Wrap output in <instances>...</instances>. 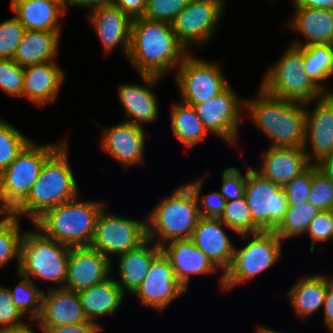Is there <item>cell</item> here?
Here are the masks:
<instances>
[{
	"label": "cell",
	"mask_w": 333,
	"mask_h": 333,
	"mask_svg": "<svg viewBox=\"0 0 333 333\" xmlns=\"http://www.w3.org/2000/svg\"><path fill=\"white\" fill-rule=\"evenodd\" d=\"M185 51L172 24L143 17L132 19L128 58L150 88L160 76L183 62Z\"/></svg>",
	"instance_id": "obj_1"
},
{
	"label": "cell",
	"mask_w": 333,
	"mask_h": 333,
	"mask_svg": "<svg viewBox=\"0 0 333 333\" xmlns=\"http://www.w3.org/2000/svg\"><path fill=\"white\" fill-rule=\"evenodd\" d=\"M67 156V145L64 142L45 161L29 194L11 214H27L34 223L47 210L78 197L77 185Z\"/></svg>",
	"instance_id": "obj_2"
},
{
	"label": "cell",
	"mask_w": 333,
	"mask_h": 333,
	"mask_svg": "<svg viewBox=\"0 0 333 333\" xmlns=\"http://www.w3.org/2000/svg\"><path fill=\"white\" fill-rule=\"evenodd\" d=\"M246 102L252 121L271 138L270 147H304L306 109L303 103L274 97L262 88L259 98Z\"/></svg>",
	"instance_id": "obj_3"
},
{
	"label": "cell",
	"mask_w": 333,
	"mask_h": 333,
	"mask_svg": "<svg viewBox=\"0 0 333 333\" xmlns=\"http://www.w3.org/2000/svg\"><path fill=\"white\" fill-rule=\"evenodd\" d=\"M104 203L78 197L47 210L34 225L48 238L71 247L90 246Z\"/></svg>",
	"instance_id": "obj_4"
},
{
	"label": "cell",
	"mask_w": 333,
	"mask_h": 333,
	"mask_svg": "<svg viewBox=\"0 0 333 333\" xmlns=\"http://www.w3.org/2000/svg\"><path fill=\"white\" fill-rule=\"evenodd\" d=\"M198 198L187 184L161 200L147 219V239L152 241L158 233L159 247L167 241L191 239L200 218ZM156 233V234H155Z\"/></svg>",
	"instance_id": "obj_5"
},
{
	"label": "cell",
	"mask_w": 333,
	"mask_h": 333,
	"mask_svg": "<svg viewBox=\"0 0 333 333\" xmlns=\"http://www.w3.org/2000/svg\"><path fill=\"white\" fill-rule=\"evenodd\" d=\"M62 144L41 146L30 141L0 174V214L11 213L27 197L45 161Z\"/></svg>",
	"instance_id": "obj_6"
},
{
	"label": "cell",
	"mask_w": 333,
	"mask_h": 333,
	"mask_svg": "<svg viewBox=\"0 0 333 333\" xmlns=\"http://www.w3.org/2000/svg\"><path fill=\"white\" fill-rule=\"evenodd\" d=\"M303 66V46L298 41L267 72L261 88L274 97L303 104L321 98L323 90L310 79Z\"/></svg>",
	"instance_id": "obj_7"
},
{
	"label": "cell",
	"mask_w": 333,
	"mask_h": 333,
	"mask_svg": "<svg viewBox=\"0 0 333 333\" xmlns=\"http://www.w3.org/2000/svg\"><path fill=\"white\" fill-rule=\"evenodd\" d=\"M70 247L46 237L41 231L23 234L19 274L62 284L67 277Z\"/></svg>",
	"instance_id": "obj_8"
},
{
	"label": "cell",
	"mask_w": 333,
	"mask_h": 333,
	"mask_svg": "<svg viewBox=\"0 0 333 333\" xmlns=\"http://www.w3.org/2000/svg\"><path fill=\"white\" fill-rule=\"evenodd\" d=\"M250 235L253 239L245 247L239 251L234 249L231 265L219 280L224 290L253 278L274 265L280 257L282 244L275 231L241 234L244 238Z\"/></svg>",
	"instance_id": "obj_9"
},
{
	"label": "cell",
	"mask_w": 333,
	"mask_h": 333,
	"mask_svg": "<svg viewBox=\"0 0 333 333\" xmlns=\"http://www.w3.org/2000/svg\"><path fill=\"white\" fill-rule=\"evenodd\" d=\"M244 197L253 221L263 231H274L289 207L284 188L264 178L252 167L247 171Z\"/></svg>",
	"instance_id": "obj_10"
},
{
	"label": "cell",
	"mask_w": 333,
	"mask_h": 333,
	"mask_svg": "<svg viewBox=\"0 0 333 333\" xmlns=\"http://www.w3.org/2000/svg\"><path fill=\"white\" fill-rule=\"evenodd\" d=\"M177 70V81L183 103L196 105L207 102L229 85L218 65L195 59L187 54Z\"/></svg>",
	"instance_id": "obj_11"
},
{
	"label": "cell",
	"mask_w": 333,
	"mask_h": 333,
	"mask_svg": "<svg viewBox=\"0 0 333 333\" xmlns=\"http://www.w3.org/2000/svg\"><path fill=\"white\" fill-rule=\"evenodd\" d=\"M147 240V223L100 212L90 244L108 259L109 254L122 255Z\"/></svg>",
	"instance_id": "obj_12"
},
{
	"label": "cell",
	"mask_w": 333,
	"mask_h": 333,
	"mask_svg": "<svg viewBox=\"0 0 333 333\" xmlns=\"http://www.w3.org/2000/svg\"><path fill=\"white\" fill-rule=\"evenodd\" d=\"M225 0H189L188 5L172 23L178 41L187 44H205L223 13Z\"/></svg>",
	"instance_id": "obj_13"
},
{
	"label": "cell",
	"mask_w": 333,
	"mask_h": 333,
	"mask_svg": "<svg viewBox=\"0 0 333 333\" xmlns=\"http://www.w3.org/2000/svg\"><path fill=\"white\" fill-rule=\"evenodd\" d=\"M242 102L228 86L223 92L207 102L192 105L204 127L213 134L234 143Z\"/></svg>",
	"instance_id": "obj_14"
},
{
	"label": "cell",
	"mask_w": 333,
	"mask_h": 333,
	"mask_svg": "<svg viewBox=\"0 0 333 333\" xmlns=\"http://www.w3.org/2000/svg\"><path fill=\"white\" fill-rule=\"evenodd\" d=\"M186 292L178 282L169 259L161 252L151 263L147 276L133 293L143 305L164 310L174 299Z\"/></svg>",
	"instance_id": "obj_15"
},
{
	"label": "cell",
	"mask_w": 333,
	"mask_h": 333,
	"mask_svg": "<svg viewBox=\"0 0 333 333\" xmlns=\"http://www.w3.org/2000/svg\"><path fill=\"white\" fill-rule=\"evenodd\" d=\"M111 261L91 246L71 247L68 256L66 289L79 292L108 279Z\"/></svg>",
	"instance_id": "obj_16"
},
{
	"label": "cell",
	"mask_w": 333,
	"mask_h": 333,
	"mask_svg": "<svg viewBox=\"0 0 333 333\" xmlns=\"http://www.w3.org/2000/svg\"><path fill=\"white\" fill-rule=\"evenodd\" d=\"M317 106L312 113L306 110L305 144L308 162L311 156L306 150L308 142L311 143L313 157L318 164L322 159L333 154V101L327 95L317 99ZM308 141V142H307Z\"/></svg>",
	"instance_id": "obj_17"
},
{
	"label": "cell",
	"mask_w": 333,
	"mask_h": 333,
	"mask_svg": "<svg viewBox=\"0 0 333 333\" xmlns=\"http://www.w3.org/2000/svg\"><path fill=\"white\" fill-rule=\"evenodd\" d=\"M103 129L101 148L127 166L143 162L145 135L142 125L128 122Z\"/></svg>",
	"instance_id": "obj_18"
},
{
	"label": "cell",
	"mask_w": 333,
	"mask_h": 333,
	"mask_svg": "<svg viewBox=\"0 0 333 333\" xmlns=\"http://www.w3.org/2000/svg\"><path fill=\"white\" fill-rule=\"evenodd\" d=\"M42 328L91 322L86 318L78 292L64 288L43 292L41 315L37 320Z\"/></svg>",
	"instance_id": "obj_19"
},
{
	"label": "cell",
	"mask_w": 333,
	"mask_h": 333,
	"mask_svg": "<svg viewBox=\"0 0 333 333\" xmlns=\"http://www.w3.org/2000/svg\"><path fill=\"white\" fill-rule=\"evenodd\" d=\"M222 225L225 224L219 218L200 217L191 240L217 268L225 272L231 265L234 247Z\"/></svg>",
	"instance_id": "obj_20"
},
{
	"label": "cell",
	"mask_w": 333,
	"mask_h": 333,
	"mask_svg": "<svg viewBox=\"0 0 333 333\" xmlns=\"http://www.w3.org/2000/svg\"><path fill=\"white\" fill-rule=\"evenodd\" d=\"M162 246L163 254L169 259L178 282L187 289L190 276L214 272L216 266L196 247L191 239L173 240Z\"/></svg>",
	"instance_id": "obj_21"
},
{
	"label": "cell",
	"mask_w": 333,
	"mask_h": 333,
	"mask_svg": "<svg viewBox=\"0 0 333 333\" xmlns=\"http://www.w3.org/2000/svg\"><path fill=\"white\" fill-rule=\"evenodd\" d=\"M88 19L94 26L106 55L118 44H122L128 56L132 19L114 5L94 9Z\"/></svg>",
	"instance_id": "obj_22"
},
{
	"label": "cell",
	"mask_w": 333,
	"mask_h": 333,
	"mask_svg": "<svg viewBox=\"0 0 333 333\" xmlns=\"http://www.w3.org/2000/svg\"><path fill=\"white\" fill-rule=\"evenodd\" d=\"M263 159L262 167L256 171L281 187L312 164L303 148L269 147Z\"/></svg>",
	"instance_id": "obj_23"
},
{
	"label": "cell",
	"mask_w": 333,
	"mask_h": 333,
	"mask_svg": "<svg viewBox=\"0 0 333 333\" xmlns=\"http://www.w3.org/2000/svg\"><path fill=\"white\" fill-rule=\"evenodd\" d=\"M11 8L25 30L59 31L66 0H11Z\"/></svg>",
	"instance_id": "obj_24"
},
{
	"label": "cell",
	"mask_w": 333,
	"mask_h": 333,
	"mask_svg": "<svg viewBox=\"0 0 333 333\" xmlns=\"http://www.w3.org/2000/svg\"><path fill=\"white\" fill-rule=\"evenodd\" d=\"M63 78V71L54 61L24 67L23 96L37 104L53 102Z\"/></svg>",
	"instance_id": "obj_25"
},
{
	"label": "cell",
	"mask_w": 333,
	"mask_h": 333,
	"mask_svg": "<svg viewBox=\"0 0 333 333\" xmlns=\"http://www.w3.org/2000/svg\"><path fill=\"white\" fill-rule=\"evenodd\" d=\"M150 242L147 239L139 247L119 255V278L121 281L117 280L116 282L123 293L125 289L131 293L138 289L147 276L152 261L162 252L161 247L156 244L153 248H148L147 244Z\"/></svg>",
	"instance_id": "obj_26"
},
{
	"label": "cell",
	"mask_w": 333,
	"mask_h": 333,
	"mask_svg": "<svg viewBox=\"0 0 333 333\" xmlns=\"http://www.w3.org/2000/svg\"><path fill=\"white\" fill-rule=\"evenodd\" d=\"M60 31L25 30L13 60L21 67L54 61Z\"/></svg>",
	"instance_id": "obj_27"
},
{
	"label": "cell",
	"mask_w": 333,
	"mask_h": 333,
	"mask_svg": "<svg viewBox=\"0 0 333 333\" xmlns=\"http://www.w3.org/2000/svg\"><path fill=\"white\" fill-rule=\"evenodd\" d=\"M288 25L305 36L308 42L303 46L313 44L333 45V11L296 7V13Z\"/></svg>",
	"instance_id": "obj_28"
},
{
	"label": "cell",
	"mask_w": 333,
	"mask_h": 333,
	"mask_svg": "<svg viewBox=\"0 0 333 333\" xmlns=\"http://www.w3.org/2000/svg\"><path fill=\"white\" fill-rule=\"evenodd\" d=\"M84 314L88 321L94 317L112 314L124 299V293L116 280L108 278L104 282L78 292Z\"/></svg>",
	"instance_id": "obj_29"
},
{
	"label": "cell",
	"mask_w": 333,
	"mask_h": 333,
	"mask_svg": "<svg viewBox=\"0 0 333 333\" xmlns=\"http://www.w3.org/2000/svg\"><path fill=\"white\" fill-rule=\"evenodd\" d=\"M118 89L119 98L125 107L126 114L132 118L125 122L141 125V122L150 123L156 120L158 116L157 97L150 89L136 84L120 85Z\"/></svg>",
	"instance_id": "obj_30"
},
{
	"label": "cell",
	"mask_w": 333,
	"mask_h": 333,
	"mask_svg": "<svg viewBox=\"0 0 333 333\" xmlns=\"http://www.w3.org/2000/svg\"><path fill=\"white\" fill-rule=\"evenodd\" d=\"M333 281L322 275L301 277L289 291V298L298 316L305 317L324 304L327 286Z\"/></svg>",
	"instance_id": "obj_31"
},
{
	"label": "cell",
	"mask_w": 333,
	"mask_h": 333,
	"mask_svg": "<svg viewBox=\"0 0 333 333\" xmlns=\"http://www.w3.org/2000/svg\"><path fill=\"white\" fill-rule=\"evenodd\" d=\"M171 125L175 136L189 148L198 144L208 132L193 106L183 102L173 105Z\"/></svg>",
	"instance_id": "obj_32"
},
{
	"label": "cell",
	"mask_w": 333,
	"mask_h": 333,
	"mask_svg": "<svg viewBox=\"0 0 333 333\" xmlns=\"http://www.w3.org/2000/svg\"><path fill=\"white\" fill-rule=\"evenodd\" d=\"M303 57L305 73L324 90L320 81L333 75V45L313 44L303 46Z\"/></svg>",
	"instance_id": "obj_33"
},
{
	"label": "cell",
	"mask_w": 333,
	"mask_h": 333,
	"mask_svg": "<svg viewBox=\"0 0 333 333\" xmlns=\"http://www.w3.org/2000/svg\"><path fill=\"white\" fill-rule=\"evenodd\" d=\"M320 212L321 211L309 201L298 207H288L283 221L274 231L282 240L304 234L310 222Z\"/></svg>",
	"instance_id": "obj_34"
},
{
	"label": "cell",
	"mask_w": 333,
	"mask_h": 333,
	"mask_svg": "<svg viewBox=\"0 0 333 333\" xmlns=\"http://www.w3.org/2000/svg\"><path fill=\"white\" fill-rule=\"evenodd\" d=\"M219 219L239 235L263 231L254 221L245 197L226 202Z\"/></svg>",
	"instance_id": "obj_35"
},
{
	"label": "cell",
	"mask_w": 333,
	"mask_h": 333,
	"mask_svg": "<svg viewBox=\"0 0 333 333\" xmlns=\"http://www.w3.org/2000/svg\"><path fill=\"white\" fill-rule=\"evenodd\" d=\"M5 216L0 221V267L16 256L19 270L23 235L20 237L18 217L11 213Z\"/></svg>",
	"instance_id": "obj_36"
},
{
	"label": "cell",
	"mask_w": 333,
	"mask_h": 333,
	"mask_svg": "<svg viewBox=\"0 0 333 333\" xmlns=\"http://www.w3.org/2000/svg\"><path fill=\"white\" fill-rule=\"evenodd\" d=\"M30 142L12 125L0 120V174L9 167Z\"/></svg>",
	"instance_id": "obj_37"
},
{
	"label": "cell",
	"mask_w": 333,
	"mask_h": 333,
	"mask_svg": "<svg viewBox=\"0 0 333 333\" xmlns=\"http://www.w3.org/2000/svg\"><path fill=\"white\" fill-rule=\"evenodd\" d=\"M19 277L24 278L19 282L14 291L10 290L13 304L20 309L24 315L31 311L29 309L33 307L34 304H37V306L33 308L34 310H32V316H30V319L37 320L41 315L43 291L38 290L37 286L29 278L21 276L20 274Z\"/></svg>",
	"instance_id": "obj_38"
},
{
	"label": "cell",
	"mask_w": 333,
	"mask_h": 333,
	"mask_svg": "<svg viewBox=\"0 0 333 333\" xmlns=\"http://www.w3.org/2000/svg\"><path fill=\"white\" fill-rule=\"evenodd\" d=\"M309 202L320 211L333 209V182L314 163L312 164V185Z\"/></svg>",
	"instance_id": "obj_39"
},
{
	"label": "cell",
	"mask_w": 333,
	"mask_h": 333,
	"mask_svg": "<svg viewBox=\"0 0 333 333\" xmlns=\"http://www.w3.org/2000/svg\"><path fill=\"white\" fill-rule=\"evenodd\" d=\"M189 0H147L144 19L172 24Z\"/></svg>",
	"instance_id": "obj_40"
},
{
	"label": "cell",
	"mask_w": 333,
	"mask_h": 333,
	"mask_svg": "<svg viewBox=\"0 0 333 333\" xmlns=\"http://www.w3.org/2000/svg\"><path fill=\"white\" fill-rule=\"evenodd\" d=\"M24 32V26L15 16L0 23V59H13Z\"/></svg>",
	"instance_id": "obj_41"
},
{
	"label": "cell",
	"mask_w": 333,
	"mask_h": 333,
	"mask_svg": "<svg viewBox=\"0 0 333 333\" xmlns=\"http://www.w3.org/2000/svg\"><path fill=\"white\" fill-rule=\"evenodd\" d=\"M24 67L13 59H0V87L13 96L23 97Z\"/></svg>",
	"instance_id": "obj_42"
},
{
	"label": "cell",
	"mask_w": 333,
	"mask_h": 333,
	"mask_svg": "<svg viewBox=\"0 0 333 333\" xmlns=\"http://www.w3.org/2000/svg\"><path fill=\"white\" fill-rule=\"evenodd\" d=\"M312 185V164L300 175L292 178L283 186L289 207H298L308 202Z\"/></svg>",
	"instance_id": "obj_43"
},
{
	"label": "cell",
	"mask_w": 333,
	"mask_h": 333,
	"mask_svg": "<svg viewBox=\"0 0 333 333\" xmlns=\"http://www.w3.org/2000/svg\"><path fill=\"white\" fill-rule=\"evenodd\" d=\"M201 184L202 180L188 184L197 196L198 204H201L198 207L200 217L219 218L223 213L226 199L220 192H212L200 200Z\"/></svg>",
	"instance_id": "obj_44"
},
{
	"label": "cell",
	"mask_w": 333,
	"mask_h": 333,
	"mask_svg": "<svg viewBox=\"0 0 333 333\" xmlns=\"http://www.w3.org/2000/svg\"><path fill=\"white\" fill-rule=\"evenodd\" d=\"M221 195L226 199V202L235 201L245 195L246 175H242L240 170L236 168H228L222 174Z\"/></svg>",
	"instance_id": "obj_45"
},
{
	"label": "cell",
	"mask_w": 333,
	"mask_h": 333,
	"mask_svg": "<svg viewBox=\"0 0 333 333\" xmlns=\"http://www.w3.org/2000/svg\"><path fill=\"white\" fill-rule=\"evenodd\" d=\"M23 312L12 301L10 289L0 286V329L17 327L25 324L19 321Z\"/></svg>",
	"instance_id": "obj_46"
},
{
	"label": "cell",
	"mask_w": 333,
	"mask_h": 333,
	"mask_svg": "<svg viewBox=\"0 0 333 333\" xmlns=\"http://www.w3.org/2000/svg\"><path fill=\"white\" fill-rule=\"evenodd\" d=\"M306 232H309L312 239L311 252L314 251L316 242H324L332 238V221L330 211H321L310 222Z\"/></svg>",
	"instance_id": "obj_47"
},
{
	"label": "cell",
	"mask_w": 333,
	"mask_h": 333,
	"mask_svg": "<svg viewBox=\"0 0 333 333\" xmlns=\"http://www.w3.org/2000/svg\"><path fill=\"white\" fill-rule=\"evenodd\" d=\"M38 326L43 333H98L102 330L95 322H82L51 328H42L38 322Z\"/></svg>",
	"instance_id": "obj_48"
},
{
	"label": "cell",
	"mask_w": 333,
	"mask_h": 333,
	"mask_svg": "<svg viewBox=\"0 0 333 333\" xmlns=\"http://www.w3.org/2000/svg\"><path fill=\"white\" fill-rule=\"evenodd\" d=\"M112 5L118 7L131 19H134L144 15L147 0H113Z\"/></svg>",
	"instance_id": "obj_49"
},
{
	"label": "cell",
	"mask_w": 333,
	"mask_h": 333,
	"mask_svg": "<svg viewBox=\"0 0 333 333\" xmlns=\"http://www.w3.org/2000/svg\"><path fill=\"white\" fill-rule=\"evenodd\" d=\"M323 306L325 324L333 333V281L327 286Z\"/></svg>",
	"instance_id": "obj_50"
},
{
	"label": "cell",
	"mask_w": 333,
	"mask_h": 333,
	"mask_svg": "<svg viewBox=\"0 0 333 333\" xmlns=\"http://www.w3.org/2000/svg\"><path fill=\"white\" fill-rule=\"evenodd\" d=\"M295 7H305L333 11V0H293Z\"/></svg>",
	"instance_id": "obj_51"
},
{
	"label": "cell",
	"mask_w": 333,
	"mask_h": 333,
	"mask_svg": "<svg viewBox=\"0 0 333 333\" xmlns=\"http://www.w3.org/2000/svg\"><path fill=\"white\" fill-rule=\"evenodd\" d=\"M113 0H66V6L76 5V6H92L93 10L103 6L112 5Z\"/></svg>",
	"instance_id": "obj_52"
},
{
	"label": "cell",
	"mask_w": 333,
	"mask_h": 333,
	"mask_svg": "<svg viewBox=\"0 0 333 333\" xmlns=\"http://www.w3.org/2000/svg\"><path fill=\"white\" fill-rule=\"evenodd\" d=\"M316 166L331 182H333V154L322 159L316 164Z\"/></svg>",
	"instance_id": "obj_53"
},
{
	"label": "cell",
	"mask_w": 333,
	"mask_h": 333,
	"mask_svg": "<svg viewBox=\"0 0 333 333\" xmlns=\"http://www.w3.org/2000/svg\"><path fill=\"white\" fill-rule=\"evenodd\" d=\"M0 333H35L27 324L0 329Z\"/></svg>",
	"instance_id": "obj_54"
},
{
	"label": "cell",
	"mask_w": 333,
	"mask_h": 333,
	"mask_svg": "<svg viewBox=\"0 0 333 333\" xmlns=\"http://www.w3.org/2000/svg\"><path fill=\"white\" fill-rule=\"evenodd\" d=\"M257 333H281V332H276L272 329L265 328V327H259L257 330Z\"/></svg>",
	"instance_id": "obj_55"
},
{
	"label": "cell",
	"mask_w": 333,
	"mask_h": 333,
	"mask_svg": "<svg viewBox=\"0 0 333 333\" xmlns=\"http://www.w3.org/2000/svg\"><path fill=\"white\" fill-rule=\"evenodd\" d=\"M330 218H331V221H332V238H333V209L330 210Z\"/></svg>",
	"instance_id": "obj_56"
},
{
	"label": "cell",
	"mask_w": 333,
	"mask_h": 333,
	"mask_svg": "<svg viewBox=\"0 0 333 333\" xmlns=\"http://www.w3.org/2000/svg\"><path fill=\"white\" fill-rule=\"evenodd\" d=\"M331 99H332V101H333V92H328V93H326Z\"/></svg>",
	"instance_id": "obj_57"
}]
</instances>
